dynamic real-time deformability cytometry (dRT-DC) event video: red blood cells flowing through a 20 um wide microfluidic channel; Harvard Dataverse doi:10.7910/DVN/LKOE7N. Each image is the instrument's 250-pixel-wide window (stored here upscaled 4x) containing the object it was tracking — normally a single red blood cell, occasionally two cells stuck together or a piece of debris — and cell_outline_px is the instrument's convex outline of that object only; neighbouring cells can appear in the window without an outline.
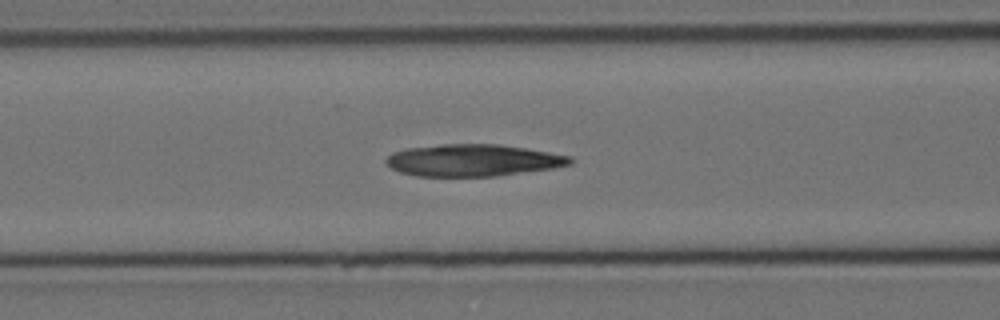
{"species": "Egyptian fruit bat (a non-hibernating species)", "species_latin": "Rousettus aegyptiacus", "temperature_condition": "cold", "stored_images_in_passage": 42, "camera_frame_rate_fps": 3000, "um_per_image_px": 0.085, "animal": {"sex": "female"}, "frame": {"image": 1, "passage_image": 8, "time_ms": 2.333, "image_size_px": [1000, 320], "cell_outline_px": [[572, 164], [552, 168], [496, 176], [416, 176], [400, 172], [392, 168], [384, 160], [392, 152], [408, 148], [440, 144], [500, 144], [572, 156]], "centroid_in_image_um": [40.19, 13.62], "position_along_channel_um": 126.4, "area_um2": 34.16}}
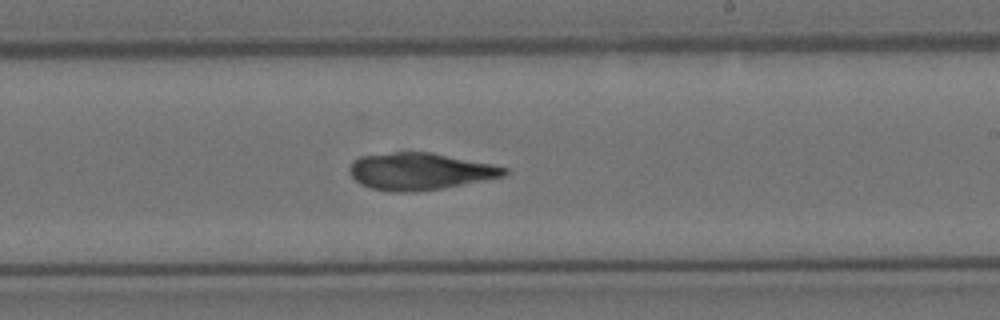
{"frame": {"image": 2, "passage_image": 19, "time_ms": 6.0, "image_size_px": [1000, 320], "cell_outline_px": [[508, 172], [504, 176], [444, 188], [412, 192], [392, 192], [372, 188], [360, 184], [348, 172], [348, 168], [352, 160], [360, 156], [396, 152], [432, 152], [492, 164], [508, 168]], "centroid_in_image_um": [35.67, 14.56], "position_along_channel_um": 253.3, "area_um2": 33.47}}
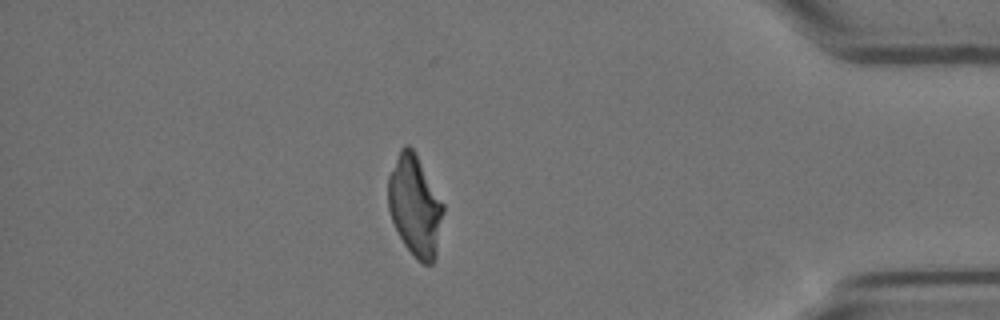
{"frame": {"image": 3, "passage_image": 35, "time_ms": 11.333, "image_size_px": [1000, 320], "cell_outline_px": [[444, 212], [436, 256], [432, 264], [424, 264], [404, 244], [392, 220], [388, 208], [388, 176], [400, 148], [404, 144], [408, 144], [416, 152], [444, 204]], "centroid_in_image_um": [35.28, 17.44], "position_along_channel_um": 399.9, "area_um2": 32.31}}